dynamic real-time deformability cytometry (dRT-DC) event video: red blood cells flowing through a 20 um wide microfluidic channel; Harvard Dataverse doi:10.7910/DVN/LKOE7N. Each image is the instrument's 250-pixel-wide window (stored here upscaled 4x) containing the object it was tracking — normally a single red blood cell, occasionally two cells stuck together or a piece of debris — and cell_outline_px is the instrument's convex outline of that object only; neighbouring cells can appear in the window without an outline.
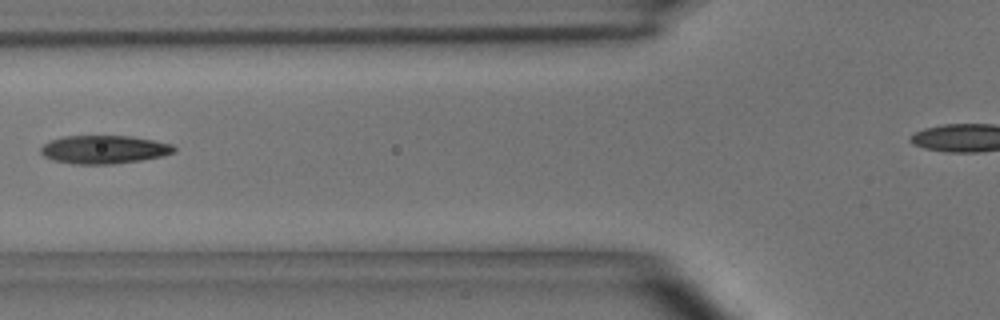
{"species": "common noctule bat (a hibernating species)", "species_latin": "Nyctalus noctula", "temperature_condition": "room temperature", "stored_images_in_passage": 8, "camera_frame_rate_fps": 3000, "um_per_image_px": 0.085, "animal": {"sex": "male", "body_mass_g": 15.6}, "frame": {"image": 1, "passage_image": 6, "time_ms": 6.0, "image_size_px": [1000, 320], "cell_outline_px": [[176, 152], [164, 156], [140, 160], [112, 164], [72, 164], [52, 160], [44, 156], [40, 152], [40, 148], [48, 140], [64, 136], [132, 136], [172, 144], [176, 148]], "centroid_in_image_um": [8.83, 12.71], "position_along_channel_um": 117.0, "area_um2": 22.14}}